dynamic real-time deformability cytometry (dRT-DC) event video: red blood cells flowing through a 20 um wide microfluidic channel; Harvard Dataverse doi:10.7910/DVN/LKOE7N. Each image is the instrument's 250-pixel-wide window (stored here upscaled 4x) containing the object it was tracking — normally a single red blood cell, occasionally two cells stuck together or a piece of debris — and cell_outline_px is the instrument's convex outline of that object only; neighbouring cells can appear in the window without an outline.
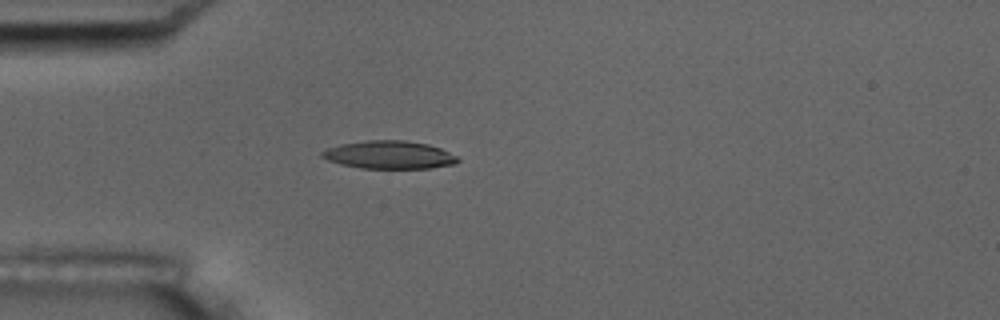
{"species": "common noctule bat (a hibernating species)", "species_latin": "Nyctalus noctula", "temperature_condition": "room temperature", "stored_images_in_passage": 4, "camera_frame_rate_fps": 3000, "um_per_image_px": 0.085, "animal": {"sex": "male", "body_mass_g": 17.5, "forearm_length_mm": 52.3}, "frame": {"image": 1, "passage_image": 4, "time_ms": 3.333, "image_size_px": [1000, 320], "cell_outline_px": [[460, 160], [456, 164], [432, 168], [360, 168], [340, 164], [328, 160], [320, 156], [320, 152], [328, 148], [340, 144], [368, 140], [404, 140], [428, 144], [440, 148], [456, 156]], "centroid_in_image_um": [33.08, 13.16], "position_along_channel_um": 51.9, "area_um2": 22.14}}